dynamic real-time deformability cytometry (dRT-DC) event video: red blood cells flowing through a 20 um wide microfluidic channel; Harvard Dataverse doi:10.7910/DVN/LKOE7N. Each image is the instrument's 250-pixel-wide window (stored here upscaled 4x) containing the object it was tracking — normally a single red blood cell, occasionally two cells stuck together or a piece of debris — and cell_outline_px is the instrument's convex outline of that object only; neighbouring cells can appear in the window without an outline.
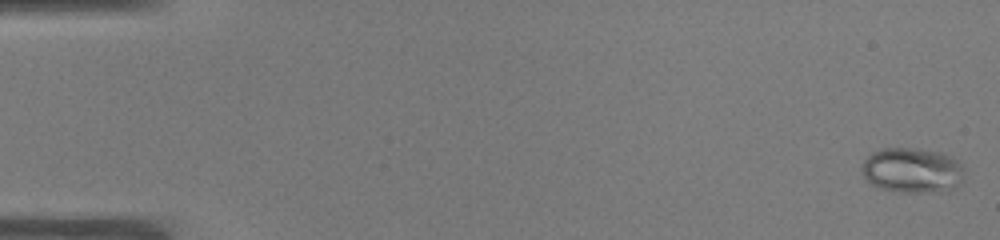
{"species": "common noctule bat (a hibernating species)", "species_latin": "Nyctalus noctula", "temperature_condition": "warm", "stored_images_in_passage": 52, "camera_frame_rate_fps": 3000, "um_per_image_px": 0.085, "animal": {"sex": "male", "body_mass_g": 19.0, "forearm_length_mm": 50.8}, "frame": {"image": 1, "passage_image": 1, "time_ms": 0.0, "image_size_px": [1000, 240], "cell_outline_px": [[964, 176], [956, 188], [948, 192], [904, 192], [880, 188], [868, 184], [860, 172], [860, 168], [864, 160], [872, 152], [880, 148], [916, 148], [944, 152], [952, 156], [964, 168]], "centroid_in_image_um": [77.53, 14.48], "position_along_channel_um": 7.5, "area_um2": 27.69}}
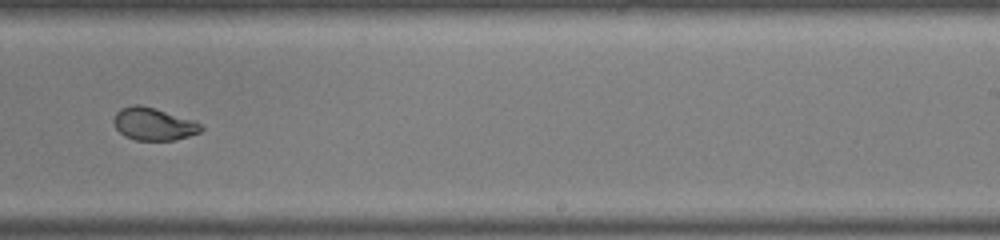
{"frame": {"image": 2, "passage_image": 33, "time_ms": 10.667, "image_size_px": [1000, 240], "cell_outline_px": [[204, 128], [200, 132], [176, 140], [136, 140], [124, 136], [116, 128], [112, 120], [116, 112], [120, 108], [132, 104], [140, 104], [196, 120]], "centroid_in_image_um": [13.04, 10.53], "position_along_channel_um": 276.0, "area_um2": 16.76}}
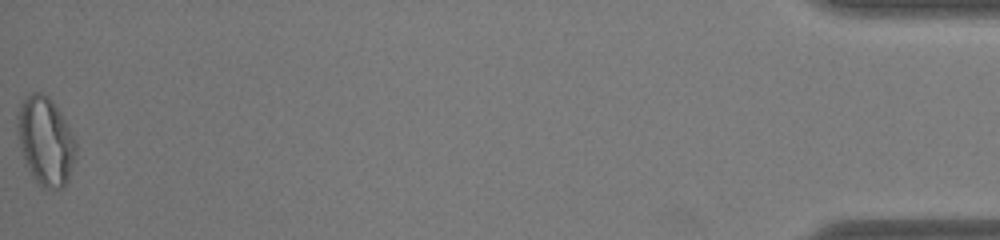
{"frame": {"image": 3, "passage_image": 52, "time_ms": 17.0, "image_size_px": [1000, 240], "cell_outline_px": [[76, 152], [68, 180], [60, 188], [44, 188], [36, 180], [24, 160], [16, 128], [16, 116], [20, 104], [32, 92], [40, 92], [48, 96], [52, 100], [60, 112], [76, 140]], "centroid_in_image_um": [3.86, 11.95], "position_along_channel_um": 431.3, "area_um2": 29.71}}